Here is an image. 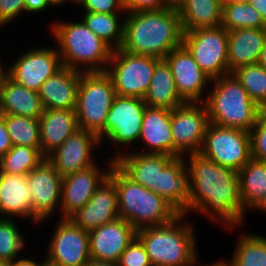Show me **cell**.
<instances>
[{"label":"cell","mask_w":266,"mask_h":266,"mask_svg":"<svg viewBox=\"0 0 266 266\" xmlns=\"http://www.w3.org/2000/svg\"><path fill=\"white\" fill-rule=\"evenodd\" d=\"M137 230L118 218L89 232V252L92 260L117 263L125 248L136 237Z\"/></svg>","instance_id":"19"},{"label":"cell","mask_w":266,"mask_h":266,"mask_svg":"<svg viewBox=\"0 0 266 266\" xmlns=\"http://www.w3.org/2000/svg\"><path fill=\"white\" fill-rule=\"evenodd\" d=\"M42 266H59V265L51 262L45 257L44 260L42 261Z\"/></svg>","instance_id":"54"},{"label":"cell","mask_w":266,"mask_h":266,"mask_svg":"<svg viewBox=\"0 0 266 266\" xmlns=\"http://www.w3.org/2000/svg\"><path fill=\"white\" fill-rule=\"evenodd\" d=\"M11 266H42V262L37 263L32 259L27 258H18L11 261Z\"/></svg>","instance_id":"48"},{"label":"cell","mask_w":266,"mask_h":266,"mask_svg":"<svg viewBox=\"0 0 266 266\" xmlns=\"http://www.w3.org/2000/svg\"><path fill=\"white\" fill-rule=\"evenodd\" d=\"M125 15L119 49L164 59L170 51L182 45L183 30L178 11L163 8Z\"/></svg>","instance_id":"2"},{"label":"cell","mask_w":266,"mask_h":266,"mask_svg":"<svg viewBox=\"0 0 266 266\" xmlns=\"http://www.w3.org/2000/svg\"><path fill=\"white\" fill-rule=\"evenodd\" d=\"M119 14L84 12L81 19L85 25L113 50L119 49L123 40L124 17Z\"/></svg>","instance_id":"32"},{"label":"cell","mask_w":266,"mask_h":266,"mask_svg":"<svg viewBox=\"0 0 266 266\" xmlns=\"http://www.w3.org/2000/svg\"><path fill=\"white\" fill-rule=\"evenodd\" d=\"M266 43V28H241L228 31V71L258 62Z\"/></svg>","instance_id":"26"},{"label":"cell","mask_w":266,"mask_h":266,"mask_svg":"<svg viewBox=\"0 0 266 266\" xmlns=\"http://www.w3.org/2000/svg\"><path fill=\"white\" fill-rule=\"evenodd\" d=\"M4 68H5V65L3 67L1 58H0V85L2 84L4 77L7 75V69L4 70Z\"/></svg>","instance_id":"53"},{"label":"cell","mask_w":266,"mask_h":266,"mask_svg":"<svg viewBox=\"0 0 266 266\" xmlns=\"http://www.w3.org/2000/svg\"><path fill=\"white\" fill-rule=\"evenodd\" d=\"M161 59L114 49L106 68L117 96L144 98Z\"/></svg>","instance_id":"8"},{"label":"cell","mask_w":266,"mask_h":266,"mask_svg":"<svg viewBox=\"0 0 266 266\" xmlns=\"http://www.w3.org/2000/svg\"><path fill=\"white\" fill-rule=\"evenodd\" d=\"M39 125L41 151L46 157L79 129L75 110L44 109Z\"/></svg>","instance_id":"27"},{"label":"cell","mask_w":266,"mask_h":266,"mask_svg":"<svg viewBox=\"0 0 266 266\" xmlns=\"http://www.w3.org/2000/svg\"><path fill=\"white\" fill-rule=\"evenodd\" d=\"M76 4H80L85 12H98L105 14L124 12L123 14H125L121 0H78Z\"/></svg>","instance_id":"41"},{"label":"cell","mask_w":266,"mask_h":266,"mask_svg":"<svg viewBox=\"0 0 266 266\" xmlns=\"http://www.w3.org/2000/svg\"><path fill=\"white\" fill-rule=\"evenodd\" d=\"M118 266H153L141 241L135 237L121 254Z\"/></svg>","instance_id":"40"},{"label":"cell","mask_w":266,"mask_h":266,"mask_svg":"<svg viewBox=\"0 0 266 266\" xmlns=\"http://www.w3.org/2000/svg\"><path fill=\"white\" fill-rule=\"evenodd\" d=\"M118 152L114 165L132 182L159 195L160 171L174 158L166 154Z\"/></svg>","instance_id":"21"},{"label":"cell","mask_w":266,"mask_h":266,"mask_svg":"<svg viewBox=\"0 0 266 266\" xmlns=\"http://www.w3.org/2000/svg\"><path fill=\"white\" fill-rule=\"evenodd\" d=\"M185 217L187 215L180 214L170 223L137 230L136 237L153 266L191 265L197 254V241L192 224L184 223Z\"/></svg>","instance_id":"5"},{"label":"cell","mask_w":266,"mask_h":266,"mask_svg":"<svg viewBox=\"0 0 266 266\" xmlns=\"http://www.w3.org/2000/svg\"><path fill=\"white\" fill-rule=\"evenodd\" d=\"M250 132L251 158L266 161V108H261Z\"/></svg>","instance_id":"39"},{"label":"cell","mask_w":266,"mask_h":266,"mask_svg":"<svg viewBox=\"0 0 266 266\" xmlns=\"http://www.w3.org/2000/svg\"><path fill=\"white\" fill-rule=\"evenodd\" d=\"M63 67L57 48L37 47L20 55L7 75L23 87L39 91L41 85Z\"/></svg>","instance_id":"13"},{"label":"cell","mask_w":266,"mask_h":266,"mask_svg":"<svg viewBox=\"0 0 266 266\" xmlns=\"http://www.w3.org/2000/svg\"><path fill=\"white\" fill-rule=\"evenodd\" d=\"M199 153L238 172L251 159L250 132L209 123Z\"/></svg>","instance_id":"10"},{"label":"cell","mask_w":266,"mask_h":266,"mask_svg":"<svg viewBox=\"0 0 266 266\" xmlns=\"http://www.w3.org/2000/svg\"><path fill=\"white\" fill-rule=\"evenodd\" d=\"M163 8L179 11L185 3V0H162Z\"/></svg>","instance_id":"47"},{"label":"cell","mask_w":266,"mask_h":266,"mask_svg":"<svg viewBox=\"0 0 266 266\" xmlns=\"http://www.w3.org/2000/svg\"><path fill=\"white\" fill-rule=\"evenodd\" d=\"M237 242L230 266H266V237L244 233Z\"/></svg>","instance_id":"35"},{"label":"cell","mask_w":266,"mask_h":266,"mask_svg":"<svg viewBox=\"0 0 266 266\" xmlns=\"http://www.w3.org/2000/svg\"><path fill=\"white\" fill-rule=\"evenodd\" d=\"M125 13L163 9L162 0H121Z\"/></svg>","instance_id":"43"},{"label":"cell","mask_w":266,"mask_h":266,"mask_svg":"<svg viewBox=\"0 0 266 266\" xmlns=\"http://www.w3.org/2000/svg\"><path fill=\"white\" fill-rule=\"evenodd\" d=\"M45 159L46 156L41 149L28 146H12L0 158V173L27 175Z\"/></svg>","instance_id":"33"},{"label":"cell","mask_w":266,"mask_h":266,"mask_svg":"<svg viewBox=\"0 0 266 266\" xmlns=\"http://www.w3.org/2000/svg\"><path fill=\"white\" fill-rule=\"evenodd\" d=\"M51 26L52 35L58 45L57 52L64 67L79 72L106 70L105 65L109 64L113 49L93 33L83 21H61Z\"/></svg>","instance_id":"4"},{"label":"cell","mask_w":266,"mask_h":266,"mask_svg":"<svg viewBox=\"0 0 266 266\" xmlns=\"http://www.w3.org/2000/svg\"><path fill=\"white\" fill-rule=\"evenodd\" d=\"M185 157H174L161 171L159 195L180 214L186 215L191 197L190 171Z\"/></svg>","instance_id":"25"},{"label":"cell","mask_w":266,"mask_h":266,"mask_svg":"<svg viewBox=\"0 0 266 266\" xmlns=\"http://www.w3.org/2000/svg\"><path fill=\"white\" fill-rule=\"evenodd\" d=\"M186 157L191 180L186 214L196 211L208 215L210 220L230 227L228 230L243 224L246 213L241 203L238 172L216 164L199 152Z\"/></svg>","instance_id":"1"},{"label":"cell","mask_w":266,"mask_h":266,"mask_svg":"<svg viewBox=\"0 0 266 266\" xmlns=\"http://www.w3.org/2000/svg\"><path fill=\"white\" fill-rule=\"evenodd\" d=\"M15 220L0 218V260L12 261L25 247L24 236L18 230Z\"/></svg>","instance_id":"38"},{"label":"cell","mask_w":266,"mask_h":266,"mask_svg":"<svg viewBox=\"0 0 266 266\" xmlns=\"http://www.w3.org/2000/svg\"><path fill=\"white\" fill-rule=\"evenodd\" d=\"M85 266H118V264L110 262H101L90 259Z\"/></svg>","instance_id":"50"},{"label":"cell","mask_w":266,"mask_h":266,"mask_svg":"<svg viewBox=\"0 0 266 266\" xmlns=\"http://www.w3.org/2000/svg\"><path fill=\"white\" fill-rule=\"evenodd\" d=\"M178 12L183 32L221 26L222 6L214 0H185Z\"/></svg>","instance_id":"31"},{"label":"cell","mask_w":266,"mask_h":266,"mask_svg":"<svg viewBox=\"0 0 266 266\" xmlns=\"http://www.w3.org/2000/svg\"><path fill=\"white\" fill-rule=\"evenodd\" d=\"M164 60L171 69L179 95L186 102H204V88L211 78L197 65L187 48L182 44L170 51Z\"/></svg>","instance_id":"18"},{"label":"cell","mask_w":266,"mask_h":266,"mask_svg":"<svg viewBox=\"0 0 266 266\" xmlns=\"http://www.w3.org/2000/svg\"><path fill=\"white\" fill-rule=\"evenodd\" d=\"M48 244V260L59 266H85L91 259L89 232L69 218H61Z\"/></svg>","instance_id":"14"},{"label":"cell","mask_w":266,"mask_h":266,"mask_svg":"<svg viewBox=\"0 0 266 266\" xmlns=\"http://www.w3.org/2000/svg\"><path fill=\"white\" fill-rule=\"evenodd\" d=\"M26 12H43L46 8L50 7L46 0H24Z\"/></svg>","instance_id":"45"},{"label":"cell","mask_w":266,"mask_h":266,"mask_svg":"<svg viewBox=\"0 0 266 266\" xmlns=\"http://www.w3.org/2000/svg\"><path fill=\"white\" fill-rule=\"evenodd\" d=\"M100 145V140L96 135L79 128L46 159L64 178L95 165L92 151L96 146L99 148Z\"/></svg>","instance_id":"16"},{"label":"cell","mask_w":266,"mask_h":266,"mask_svg":"<svg viewBox=\"0 0 266 266\" xmlns=\"http://www.w3.org/2000/svg\"><path fill=\"white\" fill-rule=\"evenodd\" d=\"M214 1L217 2L222 7L232 2V0H214Z\"/></svg>","instance_id":"55"},{"label":"cell","mask_w":266,"mask_h":266,"mask_svg":"<svg viewBox=\"0 0 266 266\" xmlns=\"http://www.w3.org/2000/svg\"><path fill=\"white\" fill-rule=\"evenodd\" d=\"M47 1V4L49 5V6H54L55 7V5L57 6V5H63L64 3H66V2H72V3H74V4H76L73 0H46Z\"/></svg>","instance_id":"52"},{"label":"cell","mask_w":266,"mask_h":266,"mask_svg":"<svg viewBox=\"0 0 266 266\" xmlns=\"http://www.w3.org/2000/svg\"><path fill=\"white\" fill-rule=\"evenodd\" d=\"M221 26L230 31L241 28H266V23L249 3L232 1L222 7Z\"/></svg>","instance_id":"36"},{"label":"cell","mask_w":266,"mask_h":266,"mask_svg":"<svg viewBox=\"0 0 266 266\" xmlns=\"http://www.w3.org/2000/svg\"><path fill=\"white\" fill-rule=\"evenodd\" d=\"M12 216L33 222L32 189L27 175L0 173V218Z\"/></svg>","instance_id":"24"},{"label":"cell","mask_w":266,"mask_h":266,"mask_svg":"<svg viewBox=\"0 0 266 266\" xmlns=\"http://www.w3.org/2000/svg\"><path fill=\"white\" fill-rule=\"evenodd\" d=\"M108 177L117 189L119 218L136 230L170 223L180 215L162 196L132 182L115 165Z\"/></svg>","instance_id":"3"},{"label":"cell","mask_w":266,"mask_h":266,"mask_svg":"<svg viewBox=\"0 0 266 266\" xmlns=\"http://www.w3.org/2000/svg\"><path fill=\"white\" fill-rule=\"evenodd\" d=\"M140 141L149 148H146L147 151L138 153L166 154L174 157L171 110L146 106L139 136Z\"/></svg>","instance_id":"22"},{"label":"cell","mask_w":266,"mask_h":266,"mask_svg":"<svg viewBox=\"0 0 266 266\" xmlns=\"http://www.w3.org/2000/svg\"><path fill=\"white\" fill-rule=\"evenodd\" d=\"M143 100L148 107L169 110L186 102L179 95L171 69L164 59L155 65L150 86Z\"/></svg>","instance_id":"29"},{"label":"cell","mask_w":266,"mask_h":266,"mask_svg":"<svg viewBox=\"0 0 266 266\" xmlns=\"http://www.w3.org/2000/svg\"><path fill=\"white\" fill-rule=\"evenodd\" d=\"M235 3H249V0H232Z\"/></svg>","instance_id":"57"},{"label":"cell","mask_w":266,"mask_h":266,"mask_svg":"<svg viewBox=\"0 0 266 266\" xmlns=\"http://www.w3.org/2000/svg\"><path fill=\"white\" fill-rule=\"evenodd\" d=\"M257 63L266 69V43L264 45V48L260 52V56Z\"/></svg>","instance_id":"51"},{"label":"cell","mask_w":266,"mask_h":266,"mask_svg":"<svg viewBox=\"0 0 266 266\" xmlns=\"http://www.w3.org/2000/svg\"><path fill=\"white\" fill-rule=\"evenodd\" d=\"M115 89L111 77L104 72H80L76 117L78 127L104 140V125L111 108Z\"/></svg>","instance_id":"7"},{"label":"cell","mask_w":266,"mask_h":266,"mask_svg":"<svg viewBox=\"0 0 266 266\" xmlns=\"http://www.w3.org/2000/svg\"><path fill=\"white\" fill-rule=\"evenodd\" d=\"M208 124L209 116L203 102H185L172 109L174 157L200 152Z\"/></svg>","instance_id":"11"},{"label":"cell","mask_w":266,"mask_h":266,"mask_svg":"<svg viewBox=\"0 0 266 266\" xmlns=\"http://www.w3.org/2000/svg\"><path fill=\"white\" fill-rule=\"evenodd\" d=\"M5 121L13 146L41 149L39 119L10 114H0Z\"/></svg>","instance_id":"34"},{"label":"cell","mask_w":266,"mask_h":266,"mask_svg":"<svg viewBox=\"0 0 266 266\" xmlns=\"http://www.w3.org/2000/svg\"><path fill=\"white\" fill-rule=\"evenodd\" d=\"M143 98L115 96L104 125V140L129 145L139 140L146 108Z\"/></svg>","instance_id":"12"},{"label":"cell","mask_w":266,"mask_h":266,"mask_svg":"<svg viewBox=\"0 0 266 266\" xmlns=\"http://www.w3.org/2000/svg\"><path fill=\"white\" fill-rule=\"evenodd\" d=\"M238 174L244 212L259 210L266 202V161L251 158Z\"/></svg>","instance_id":"30"},{"label":"cell","mask_w":266,"mask_h":266,"mask_svg":"<svg viewBox=\"0 0 266 266\" xmlns=\"http://www.w3.org/2000/svg\"><path fill=\"white\" fill-rule=\"evenodd\" d=\"M260 210L266 212V202H265L264 205L259 209V211H260Z\"/></svg>","instance_id":"58"},{"label":"cell","mask_w":266,"mask_h":266,"mask_svg":"<svg viewBox=\"0 0 266 266\" xmlns=\"http://www.w3.org/2000/svg\"><path fill=\"white\" fill-rule=\"evenodd\" d=\"M79 82L80 72L63 66L38 91L43 108L76 110Z\"/></svg>","instance_id":"23"},{"label":"cell","mask_w":266,"mask_h":266,"mask_svg":"<svg viewBox=\"0 0 266 266\" xmlns=\"http://www.w3.org/2000/svg\"><path fill=\"white\" fill-rule=\"evenodd\" d=\"M249 4L260 13L266 23V0H249Z\"/></svg>","instance_id":"46"},{"label":"cell","mask_w":266,"mask_h":266,"mask_svg":"<svg viewBox=\"0 0 266 266\" xmlns=\"http://www.w3.org/2000/svg\"><path fill=\"white\" fill-rule=\"evenodd\" d=\"M232 74L246 89L249 97L260 108H266V69L255 63L239 67Z\"/></svg>","instance_id":"37"},{"label":"cell","mask_w":266,"mask_h":266,"mask_svg":"<svg viewBox=\"0 0 266 266\" xmlns=\"http://www.w3.org/2000/svg\"><path fill=\"white\" fill-rule=\"evenodd\" d=\"M211 82L213 87L203 102L209 123L250 131L261 108L249 97L246 89L232 73L211 79Z\"/></svg>","instance_id":"6"},{"label":"cell","mask_w":266,"mask_h":266,"mask_svg":"<svg viewBox=\"0 0 266 266\" xmlns=\"http://www.w3.org/2000/svg\"><path fill=\"white\" fill-rule=\"evenodd\" d=\"M26 11L24 0H0V26L9 24Z\"/></svg>","instance_id":"42"},{"label":"cell","mask_w":266,"mask_h":266,"mask_svg":"<svg viewBox=\"0 0 266 266\" xmlns=\"http://www.w3.org/2000/svg\"><path fill=\"white\" fill-rule=\"evenodd\" d=\"M119 218L118 193L115 183L107 177L88 203L69 219L84 231L90 232Z\"/></svg>","instance_id":"20"},{"label":"cell","mask_w":266,"mask_h":266,"mask_svg":"<svg viewBox=\"0 0 266 266\" xmlns=\"http://www.w3.org/2000/svg\"><path fill=\"white\" fill-rule=\"evenodd\" d=\"M13 144L8 134L4 118L0 115V158L5 155Z\"/></svg>","instance_id":"44"},{"label":"cell","mask_w":266,"mask_h":266,"mask_svg":"<svg viewBox=\"0 0 266 266\" xmlns=\"http://www.w3.org/2000/svg\"><path fill=\"white\" fill-rule=\"evenodd\" d=\"M182 44L192 54L197 65L211 79L229 74L228 31L224 27L183 32Z\"/></svg>","instance_id":"9"},{"label":"cell","mask_w":266,"mask_h":266,"mask_svg":"<svg viewBox=\"0 0 266 266\" xmlns=\"http://www.w3.org/2000/svg\"><path fill=\"white\" fill-rule=\"evenodd\" d=\"M0 266H11V261H1L0 260Z\"/></svg>","instance_id":"56"},{"label":"cell","mask_w":266,"mask_h":266,"mask_svg":"<svg viewBox=\"0 0 266 266\" xmlns=\"http://www.w3.org/2000/svg\"><path fill=\"white\" fill-rule=\"evenodd\" d=\"M43 106L38 92L27 89L6 75L0 85V114L39 119Z\"/></svg>","instance_id":"28"},{"label":"cell","mask_w":266,"mask_h":266,"mask_svg":"<svg viewBox=\"0 0 266 266\" xmlns=\"http://www.w3.org/2000/svg\"><path fill=\"white\" fill-rule=\"evenodd\" d=\"M106 170L102 171L97 164L74 174L65 176L62 180L61 218H70L74 213L89 202L97 188L109 176L114 159H110ZM101 169V170H99Z\"/></svg>","instance_id":"17"},{"label":"cell","mask_w":266,"mask_h":266,"mask_svg":"<svg viewBox=\"0 0 266 266\" xmlns=\"http://www.w3.org/2000/svg\"><path fill=\"white\" fill-rule=\"evenodd\" d=\"M27 178L32 189L33 222L41 223L61 207L63 178L47 159L31 170Z\"/></svg>","instance_id":"15"},{"label":"cell","mask_w":266,"mask_h":266,"mask_svg":"<svg viewBox=\"0 0 266 266\" xmlns=\"http://www.w3.org/2000/svg\"><path fill=\"white\" fill-rule=\"evenodd\" d=\"M197 260H198V254L195 255L190 266H196L198 263ZM205 266H230V260L227 262H225V260L215 261V262L207 264Z\"/></svg>","instance_id":"49"}]
</instances>
